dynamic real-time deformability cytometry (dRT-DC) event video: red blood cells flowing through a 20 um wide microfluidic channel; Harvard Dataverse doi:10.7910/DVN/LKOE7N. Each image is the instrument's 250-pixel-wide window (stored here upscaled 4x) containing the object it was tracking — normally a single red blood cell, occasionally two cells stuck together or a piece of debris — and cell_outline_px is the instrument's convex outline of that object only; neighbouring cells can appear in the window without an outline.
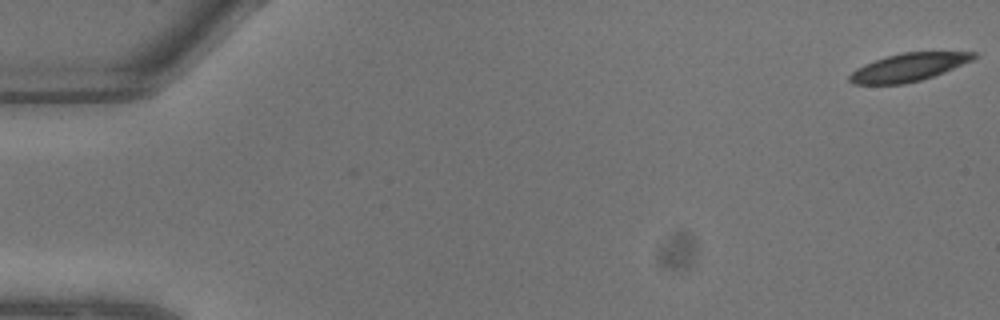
{"species": "common noctule bat (a hibernating species)", "species_latin": "Nyctalus noctula", "temperature_condition": "warm", "stored_images_in_passage": 9, "camera_frame_rate_fps": 3000, "um_per_image_px": 0.085, "animal": {"sex": "male", "body_mass_g": 13.3}, "frame": {"image": 1, "passage_image": 1, "time_ms": 0.0, "image_size_px": [1000, 320], "cell_outline_px": [[980, 56], [972, 60], [944, 72], [920, 80], [904, 84], [852, 84], [848, 80], [848, 76], [856, 68], [864, 64], [888, 56], [904, 52], [976, 52]], "centroid_in_image_um": [77.22, 5.72], "position_along_channel_um": 7.8, "area_um2": 20.06}}
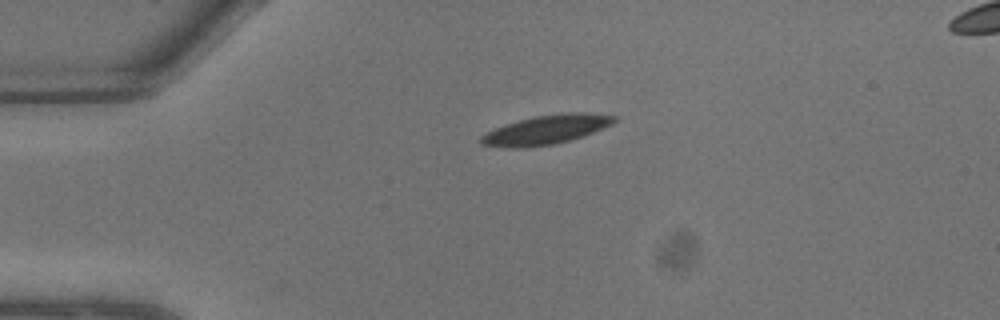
{"frame": {"image": 2, "passage_image": 6, "time_ms": 1.667, "image_size_px": [1000, 320], "cell_outline_px": [[616, 120], [612, 124], [584, 136], [552, 144], [524, 148], [512, 148], [480, 144], [480, 136], [496, 128], [520, 120], [536, 116], [568, 112], [580, 112], [616, 116]], "centroid_in_image_um": [46.43, 11.03], "position_along_channel_um": 38.6, "area_um2": 22.2}}
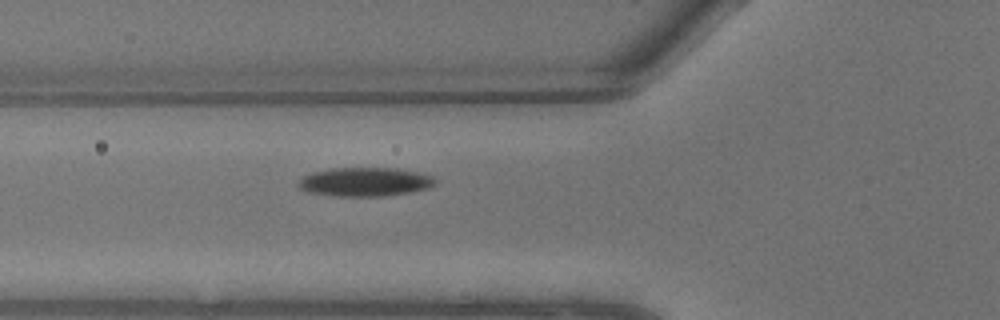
{"frame": {"image": 3, "passage_image": 9, "time_ms": 2.667, "image_size_px": [1000, 320], "cell_outline_px": [[436, 184], [428, 188], [408, 192], [384, 196], [336, 196], [308, 192], [300, 188], [296, 184], [296, 180], [312, 172], [332, 168], [396, 168], [416, 172], [432, 176], [436, 180]], "centroid_in_image_um": [30.98, 15.45], "position_along_channel_um": 94.8, "area_um2": 23.0}}